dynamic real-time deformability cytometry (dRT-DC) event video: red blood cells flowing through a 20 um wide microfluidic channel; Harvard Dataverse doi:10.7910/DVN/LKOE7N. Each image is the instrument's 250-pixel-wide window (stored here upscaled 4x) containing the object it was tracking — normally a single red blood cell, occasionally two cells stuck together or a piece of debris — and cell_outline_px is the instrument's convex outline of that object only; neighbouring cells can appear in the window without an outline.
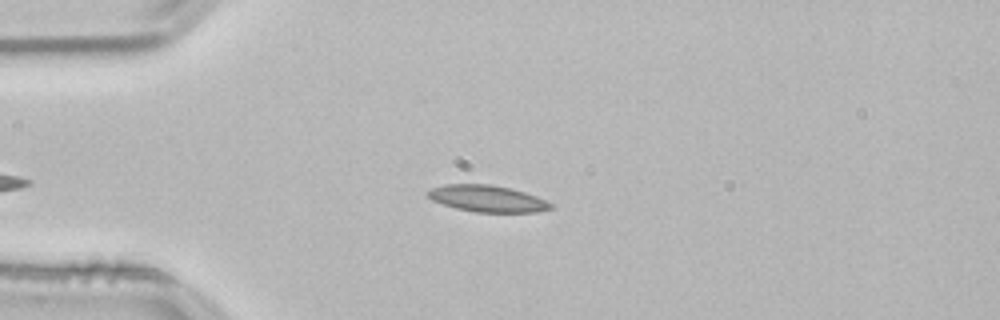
{"species": "common noctule bat (a hibernating species)", "species_latin": "Nyctalus noctula", "temperature_condition": "room temperature", "stored_images_in_passage": 18, "camera_frame_rate_fps": 3000, "um_per_image_px": 0.085, "animal": {"sex": "male", "body_mass_g": 21.5, "forearm_length_mm": 52.0}, "frame": {"image": 1, "passage_image": 6, "time_ms": 1.667, "image_size_px": [1000, 320], "cell_outline_px": [[556, 208], [536, 212], [476, 212], [456, 208], [432, 200], [424, 192], [432, 188], [444, 184], [488, 184], [512, 188], [536, 196], [552, 204]], "centroid_in_image_um": [41.42, 16.88], "position_along_channel_um": 43.6, "area_um2": 19.07}}
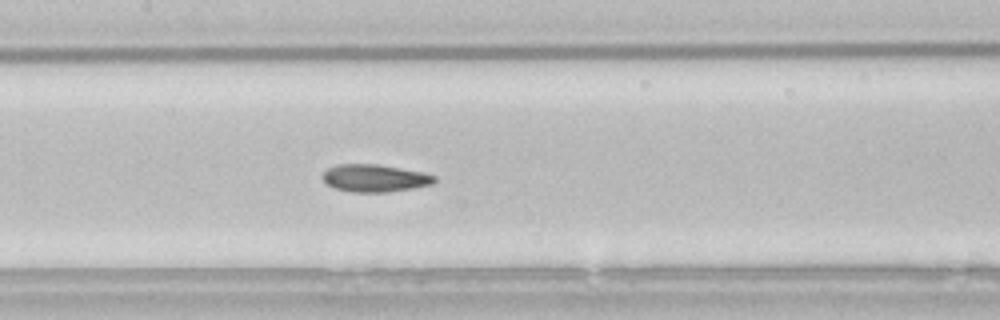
{"frame": {"image": 2, "passage_image": 18, "time_ms": 5.667, "image_size_px": [1000, 320], "cell_outline_px": [[436, 180], [432, 184], [412, 188], [388, 192], [352, 192], [336, 188], [328, 184], [320, 176], [328, 168], [336, 164], [376, 164], [424, 172], [436, 176]], "centroid_in_image_um": [31.85, 15.13], "position_along_channel_um": 175.5, "area_um2": 17.86}}